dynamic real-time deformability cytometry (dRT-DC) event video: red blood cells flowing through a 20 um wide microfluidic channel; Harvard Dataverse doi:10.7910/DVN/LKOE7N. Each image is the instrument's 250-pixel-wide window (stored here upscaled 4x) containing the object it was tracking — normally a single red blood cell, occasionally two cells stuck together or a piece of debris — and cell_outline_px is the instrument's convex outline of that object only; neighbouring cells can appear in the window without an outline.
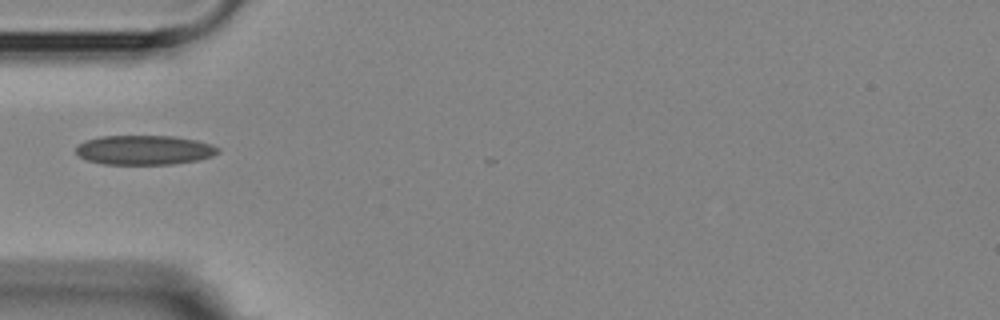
{"species": "Egyptian fruit bat (a non-hibernating species)", "species_latin": "Rousettus aegyptiacus", "temperature_condition": "room temperature", "stored_images_in_passage": 4, "camera_frame_rate_fps": 3000, "um_per_image_px": 0.085, "animal": {"sex": "female"}, "frame": {"image": 1, "passage_image": 2, "time_ms": 1.333, "image_size_px": [1000, 320], "cell_outline_px": [[220, 152], [212, 156], [196, 160], [172, 164], [104, 164], [88, 160], [80, 156], [76, 152], [76, 148], [84, 140], [100, 136], [172, 136], [196, 140], [212, 144], [220, 148]], "centroid_in_image_um": [12.28, 12.74], "position_along_channel_um": 72.7, "area_um2": 24.33}}
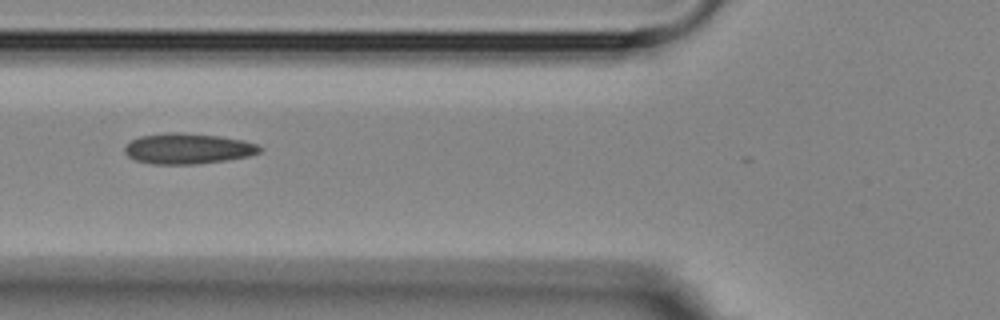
{"frame": {"image": 2, "passage_image": 3, "time_ms": 2.333, "image_size_px": [1000, 320], "cell_outline_px": [[264, 148], [260, 152], [248, 156], [228, 160], [196, 164], [152, 164], [136, 160], [128, 156], [124, 152], [124, 148], [132, 140], [140, 136], [168, 132], [180, 132], [220, 136], [244, 140], [260, 144]], "centroid_in_image_um": [16.02, 12.63], "position_along_channel_um": 109.8, "area_um2": 24.28}}